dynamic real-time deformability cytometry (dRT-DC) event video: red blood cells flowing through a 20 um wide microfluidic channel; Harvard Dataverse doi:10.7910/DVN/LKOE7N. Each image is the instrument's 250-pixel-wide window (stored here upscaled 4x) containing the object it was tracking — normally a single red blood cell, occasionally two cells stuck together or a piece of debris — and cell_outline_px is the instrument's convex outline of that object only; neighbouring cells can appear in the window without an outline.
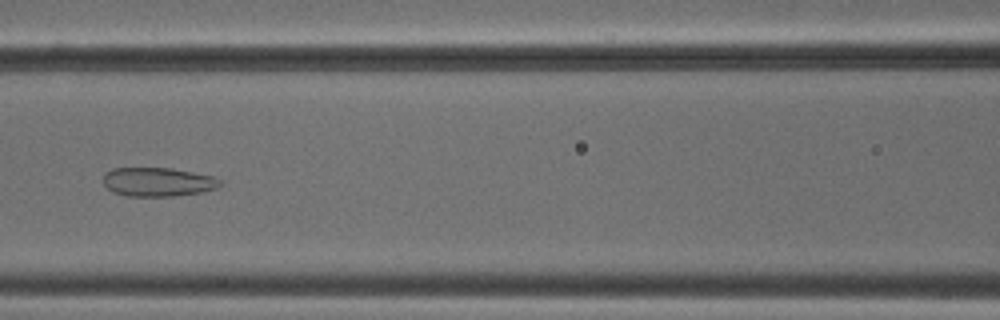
{"species": "common noctule bat (a hibernating species)", "species_latin": "Nyctalus noctula", "temperature_condition": "cold", "stored_images_in_passage": 39, "camera_frame_rate_fps": 3000, "um_per_image_px": 0.085, "animal": {"sex": "male", "body_mass_g": 18.8}, "frame": {"image": 1, "passage_image": 17, "time_ms": 5.333, "image_size_px": [1000, 320], "cell_outline_px": [[224, 184], [216, 188], [200, 192], [172, 196], [128, 196], [112, 192], [104, 184], [104, 172], [112, 168], [172, 168], [212, 176], [220, 180]], "centroid_in_image_um": [13.4, 15.46], "position_along_channel_um": 153.2, "area_um2": 19.65}}
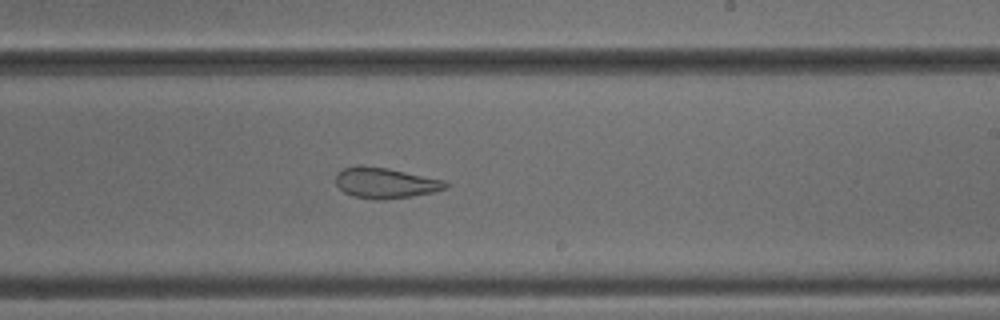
{"frame": {"image": 2, "passage_image": 25, "time_ms": 8.0, "image_size_px": [1000, 320], "cell_outline_px": [[448, 188], [432, 192], [412, 196], [384, 200], [372, 200], [352, 196], [344, 192], [336, 184], [336, 172], [344, 168], [356, 164], [364, 164], [388, 168], [444, 180], [448, 184]], "centroid_in_image_um": [32.71, 15.54], "position_along_channel_um": 256.3, "area_um2": 19.94}}
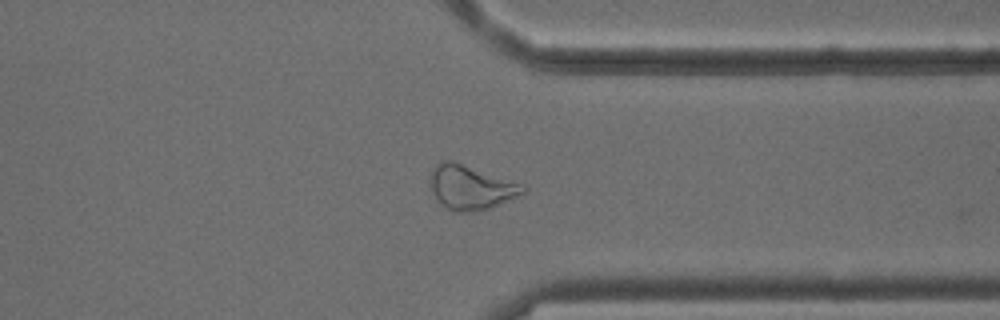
{"frame": {"image": 3, "passage_image": 34, "time_ms": 11.0, "image_size_px": [1000, 320], "cell_outline_px": [[528, 188], [524, 192], [516, 196], [488, 208], [472, 212], [452, 212], [436, 200], [432, 192], [428, 180], [432, 168], [436, 164], [444, 160], [452, 160], [524, 184]], "centroid_in_image_um": [39.96, 15.91], "position_along_channel_um": 371.4, "area_um2": 24.04}}